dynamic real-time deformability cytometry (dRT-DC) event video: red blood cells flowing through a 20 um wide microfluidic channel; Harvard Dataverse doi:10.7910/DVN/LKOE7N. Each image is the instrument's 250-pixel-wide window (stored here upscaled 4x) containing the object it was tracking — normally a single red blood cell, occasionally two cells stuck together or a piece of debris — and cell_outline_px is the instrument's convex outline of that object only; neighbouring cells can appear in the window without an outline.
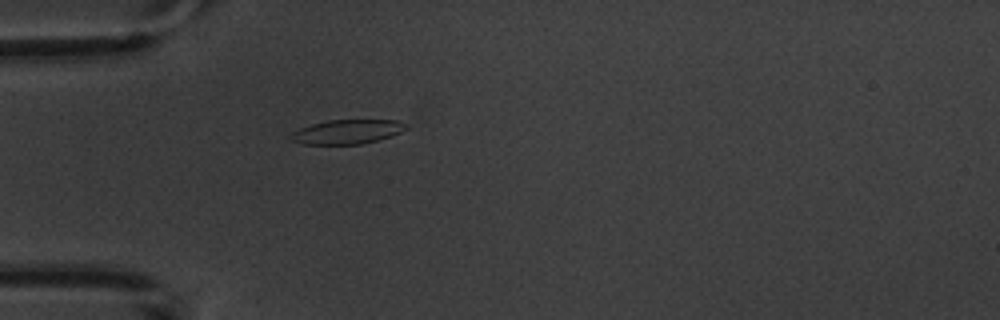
{"species": "common noctule bat (a hibernating species)", "species_latin": "Nyctalus noctula", "temperature_condition": "warm", "stored_images_in_passage": 5, "camera_frame_rate_fps": 3000, "um_per_image_px": 0.085, "animal": {"sex": "male", "body_mass_g": 20.1, "forearm_length_mm": 53.5}, "frame": {"image": 1, "passage_image": 5, "time_ms": 4.667, "image_size_px": [1000, 320], "cell_outline_px": [[408, 128], [392, 136], [380, 140], [360, 144], [304, 144], [292, 140], [288, 136], [292, 132], [300, 128], [312, 124], [328, 120], [396, 120], [408, 124]], "centroid_in_image_um": [29.54, 11.2], "position_along_channel_um": 55.5, "area_um2": 16.36}}